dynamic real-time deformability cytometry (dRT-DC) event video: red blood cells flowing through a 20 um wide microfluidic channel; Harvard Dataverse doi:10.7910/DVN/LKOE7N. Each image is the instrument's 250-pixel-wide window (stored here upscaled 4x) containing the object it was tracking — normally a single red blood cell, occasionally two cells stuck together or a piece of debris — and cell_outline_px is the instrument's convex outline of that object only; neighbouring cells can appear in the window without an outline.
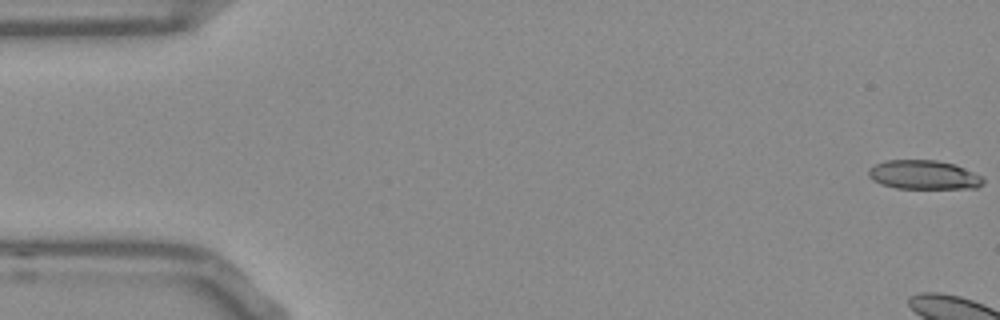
{"species": "Egyptian fruit bat (a non-hibernating species)", "species_latin": "Rousettus aegyptiacus", "temperature_condition": "room temperature", "stored_images_in_passage": 7, "camera_frame_rate_fps": 3000, "um_per_image_px": 0.085, "frame": {"image": 1, "passage_image": 1, "time_ms": 0.0, "image_size_px": [1000, 320], "cell_outline_px": [[984, 180], [976, 188], [896, 188], [880, 184], [872, 180], [868, 176], [868, 168], [876, 164], [888, 160], [936, 160], [952, 164], [964, 168], [980, 176]], "centroid_in_image_um": [78.45, 14.86], "position_along_channel_um": 6.6, "area_um2": 19.19}}